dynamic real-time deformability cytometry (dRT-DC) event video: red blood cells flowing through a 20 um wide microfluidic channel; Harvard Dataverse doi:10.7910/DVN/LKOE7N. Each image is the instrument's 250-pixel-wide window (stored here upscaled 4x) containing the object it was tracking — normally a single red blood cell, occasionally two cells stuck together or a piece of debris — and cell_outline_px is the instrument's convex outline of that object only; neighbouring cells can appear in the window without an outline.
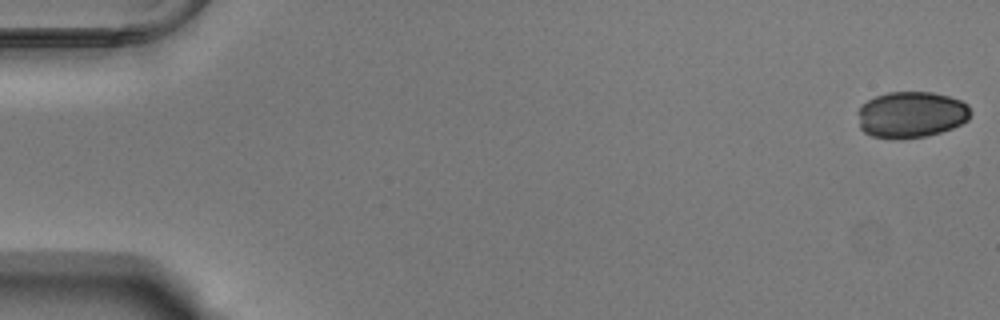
{"species": "Egyptian fruit bat (a non-hibernating species)", "species_latin": "Rousettus aegyptiacus", "temperature_condition": "warm", "stored_images_in_passage": 54, "camera_frame_rate_fps": 3000, "um_per_image_px": 0.085, "animal": {"sex": "male"}, "frame": {"image": 1, "passage_image": 1, "time_ms": 0.0, "image_size_px": [1000, 320], "cell_outline_px": [[972, 112], [968, 120], [952, 128], [928, 136], [900, 140], [892, 140], [872, 136], [864, 132], [860, 128], [856, 112], [868, 100], [876, 96], [888, 92], [932, 92], [948, 96], [960, 100], [968, 104]], "centroid_in_image_um": [77.44, 9.76], "position_along_channel_um": 7.6, "area_um2": 30.87}}
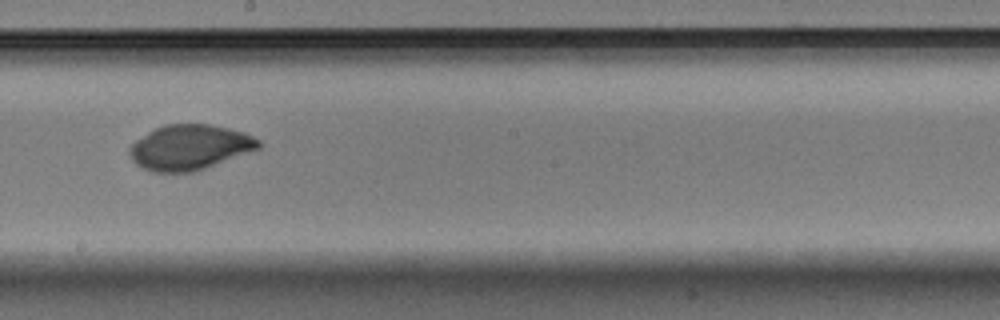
{"frame": {"image": 2, "passage_image": 31, "time_ms": 10.0, "image_size_px": [1000, 320], "cell_outline_px": [[260, 148], [196, 172], [152, 172], [136, 164], [132, 160], [128, 152], [128, 148], [136, 140], [148, 132], [164, 124], [208, 124], [228, 128], [244, 132], [260, 140]], "centroid_in_image_um": [16.11, 12.53], "position_along_channel_um": 232.1, "area_um2": 33.99}}
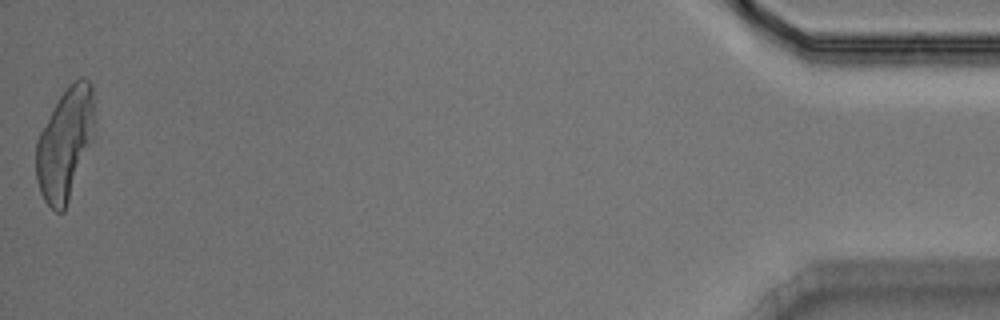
{"frame": {"image": 3, "passage_image": 54, "time_ms": 17.667, "image_size_px": [1000, 320], "cell_outline_px": [[92, 136], [64, 212], [56, 212], [44, 200], [40, 192], [36, 180], [36, 140], [40, 132], [60, 96], [68, 84], [72, 80], [80, 76], [84, 76], [92, 84]], "centroid_in_image_um": [5.48, 12.19], "position_along_channel_um": 429.7, "area_um2": 37.05}}